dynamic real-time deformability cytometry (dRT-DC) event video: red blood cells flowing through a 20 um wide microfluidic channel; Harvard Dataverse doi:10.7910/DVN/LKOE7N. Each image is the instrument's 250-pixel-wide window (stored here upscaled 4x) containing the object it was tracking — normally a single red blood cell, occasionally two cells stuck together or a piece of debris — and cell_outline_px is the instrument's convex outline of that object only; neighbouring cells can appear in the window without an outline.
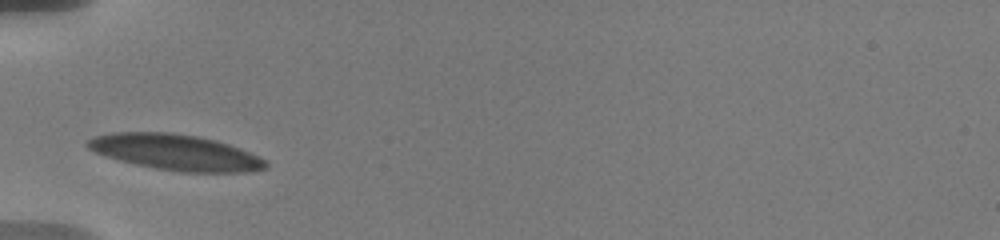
{"species": "human", "species_latin": "Homo sapiens", "temperature_condition": "warm", "stored_images_in_passage": 37, "camera_frame_rate_fps": 3000, "um_per_image_px": 0.085, "donor": {"sex": "male"}, "frame": {"image": 1, "passage_image": 1, "time_ms": 0.0, "image_size_px": [1000, 240], "cell_outline_px": [[268, 168], [244, 172], [180, 172], [156, 168], [136, 164], [120, 160], [96, 152], [88, 148], [84, 144], [84, 140], [96, 136], [112, 132], [172, 132], [196, 136], [216, 140], [240, 148], [264, 160], [268, 164]], "centroid_in_image_um": [14.9, 12.93], "position_along_channel_um": 70.1, "area_um2": 36.93}}
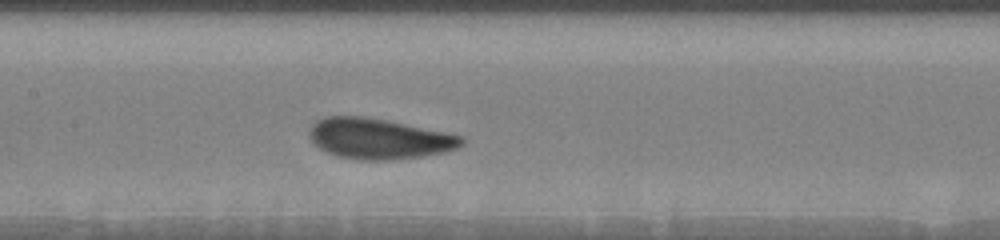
{"frame": {"image": 2, "passage_image": 11, "time_ms": 3.0, "image_size_px": [1000, 240], "cell_outline_px": [[464, 144], [456, 148], [444, 152], [420, 156], [392, 160], [356, 160], [336, 156], [320, 148], [308, 136], [308, 132], [312, 124], [316, 120], [324, 116], [360, 116], [384, 120], [464, 136]], "centroid_in_image_um": [32.17, 11.79], "position_along_channel_um": 175.2, "area_um2": 35.78}}
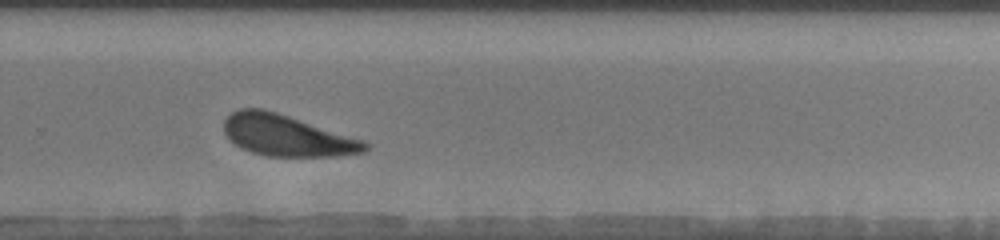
{"frame": {"image": 3, "passage_image": 23, "time_ms": 6.667, "image_size_px": [1000, 240], "cell_outline_px": [[372, 144], [364, 152], [336, 156], [268, 156], [252, 152], [240, 148], [224, 132], [224, 120], [232, 112], [240, 108], [264, 108], [364, 140]], "centroid_in_image_um": [24.4, 11.51], "position_along_channel_um": 305.4, "area_um2": 33.76}, "authors_computed_cell_mechanics": {"area_um2": 35.0846, "velocity_mm_per_s": 3.5576, "shape_relaxation_time_tau1_ms": 2.5367, "shape_relaxation_time_tau2_ms": null, "deformation_change_tau1": 0.1358, "deformation_change_tau2": null}}